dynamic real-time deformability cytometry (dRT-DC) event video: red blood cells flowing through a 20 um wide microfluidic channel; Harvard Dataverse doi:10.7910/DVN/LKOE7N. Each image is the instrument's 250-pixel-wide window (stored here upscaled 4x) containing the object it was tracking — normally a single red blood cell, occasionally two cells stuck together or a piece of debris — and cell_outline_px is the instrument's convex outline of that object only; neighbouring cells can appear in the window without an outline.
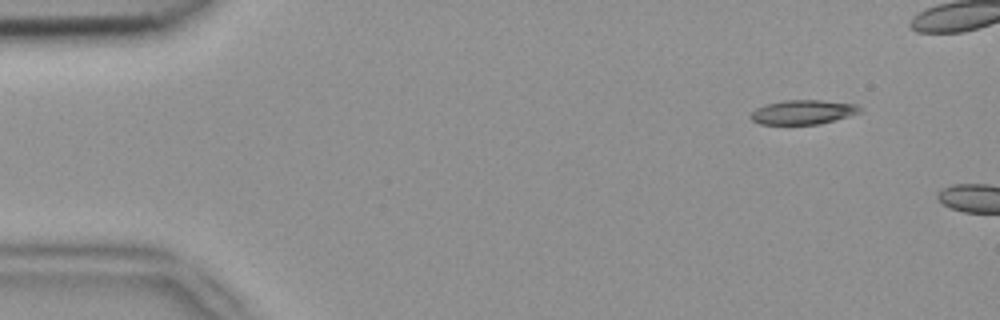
{"species": "common noctule bat (a hibernating species)", "species_latin": "Nyctalus noctula", "temperature_condition": "room temperature", "stored_images_in_passage": 2, "camera_frame_rate_fps": 3000, "um_per_image_px": 0.085, "animal": {"sex": "female", "body_mass_g": 18.4}, "frame": {"image": 1, "passage_image": 1, "time_ms": 0.0, "image_size_px": [1000, 320], "cell_outline_px": [[864, 112], [820, 124], [760, 124], [752, 120], [748, 116], [756, 108], [764, 104], [784, 100], [820, 100], [856, 104]], "centroid_in_image_um": [68.25, 9.53], "position_along_channel_um": 16.8, "area_um2": 15.61}}